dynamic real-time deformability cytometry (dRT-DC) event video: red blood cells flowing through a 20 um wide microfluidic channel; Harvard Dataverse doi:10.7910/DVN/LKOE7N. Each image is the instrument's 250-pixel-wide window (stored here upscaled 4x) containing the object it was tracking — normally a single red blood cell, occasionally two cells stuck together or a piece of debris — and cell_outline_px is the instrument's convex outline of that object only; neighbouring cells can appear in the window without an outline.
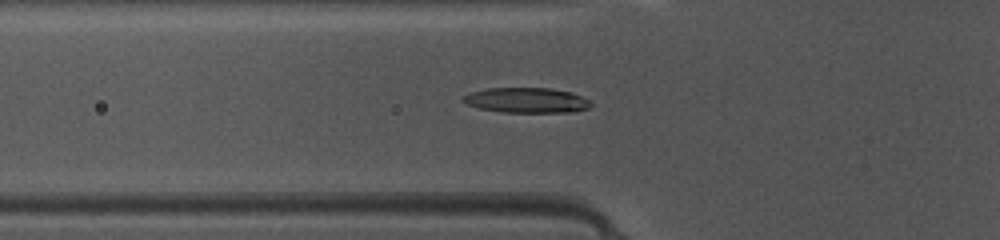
{"species": "common noctule bat (a hibernating species)", "species_latin": "Nyctalus noctula", "temperature_condition": "warm", "stored_images_in_passage": 36, "camera_frame_rate_fps": 3000, "um_per_image_px": 0.085, "animal": {"sex": "female", "body_mass_g": 10.0, "forearm_length_mm": 53.1}, "frame": {"image": 1, "passage_image": 5, "time_ms": 1.333, "image_size_px": [1000, 240], "cell_outline_px": [[592, 104], [588, 108], [572, 112], [500, 112], [480, 108], [468, 104], [460, 100], [464, 96], [472, 92], [488, 88], [548, 88], [572, 92], [588, 100]], "centroid_in_image_um": [44.76, 8.52], "position_along_channel_um": 81.0, "area_um2": 18.55}}
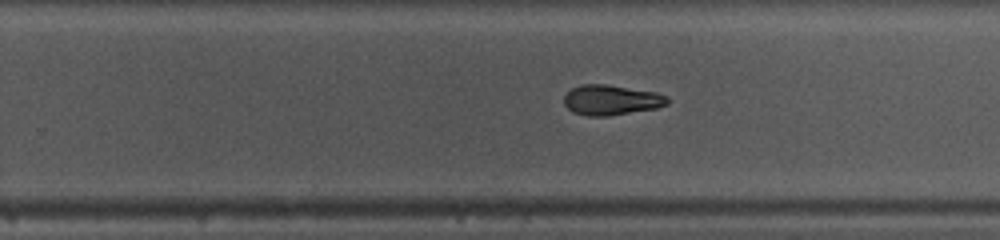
{"frame": {"image": 2, "passage_image": 19, "time_ms": 6.0, "image_size_px": [1000, 240], "cell_outline_px": [[668, 104], [656, 108], [608, 116], [588, 116], [572, 112], [564, 104], [564, 96], [572, 88], [580, 84], [604, 84], [656, 92], [668, 96]], "centroid_in_image_um": [51.94, 8.5], "position_along_channel_um": 277.9, "area_um2": 18.15}}
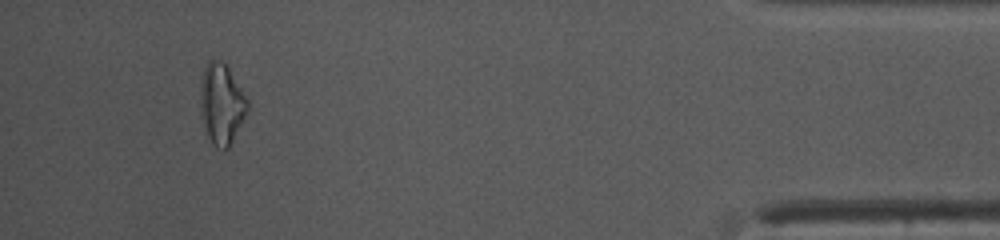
{"frame": {"image": 3, "passage_image": 33, "time_ms": 10.667, "image_size_px": [1000, 240], "cell_outline_px": [[248, 108], [228, 148], [216, 148], [212, 144], [208, 136], [200, 112], [200, 80], [204, 68], [208, 60], [220, 60], [228, 68], [248, 100]], "centroid_in_image_um": [18.79, 8.8], "position_along_channel_um": 416.4, "area_um2": 21.73}, "authors_computed_cell_mechanics": {"area_um2": 18.785, "velocity_mm_per_s": 4.1963, "shape_relaxation_time_tau1_ms": 3.1801, "shape_relaxation_time_tau2_ms": 8.5275, "deformation_change_tau1": 0.1393, "deformation_change_tau2": 0.1914}}